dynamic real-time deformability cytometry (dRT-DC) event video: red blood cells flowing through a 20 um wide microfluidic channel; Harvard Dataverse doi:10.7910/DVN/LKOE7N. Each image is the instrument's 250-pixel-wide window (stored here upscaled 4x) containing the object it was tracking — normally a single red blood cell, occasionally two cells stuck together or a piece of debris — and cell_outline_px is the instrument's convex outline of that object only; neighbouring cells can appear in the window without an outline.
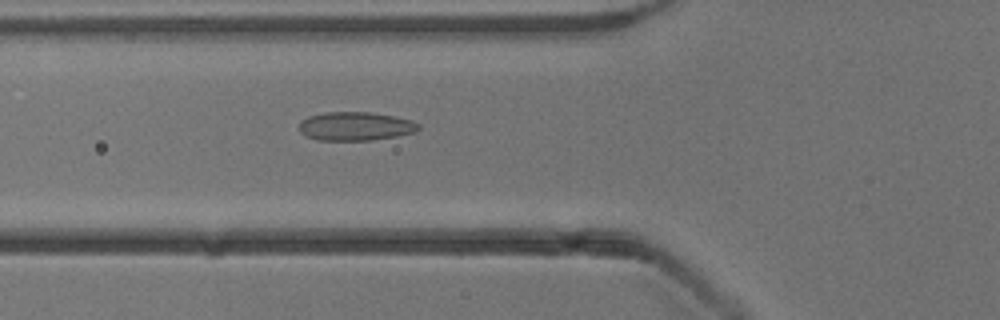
{"species": "common noctule bat (a hibernating species)", "species_latin": "Nyctalus noctula", "temperature_condition": "cold", "stored_images_in_passage": 51, "camera_frame_rate_fps": 3000, "um_per_image_px": 0.085, "animal": {"sex": "male", "body_mass_g": 13.3}, "frame": {"image": 1, "passage_image": 17, "time_ms": 5.333, "image_size_px": [1000, 320], "cell_outline_px": [[420, 128], [416, 132], [396, 136], [372, 140], [316, 140], [304, 136], [300, 132], [300, 120], [308, 116], [324, 112], [372, 112], [412, 120], [420, 124]], "centroid_in_image_um": [30.2, 10.73], "position_along_channel_um": 95.6, "area_um2": 20.11}}
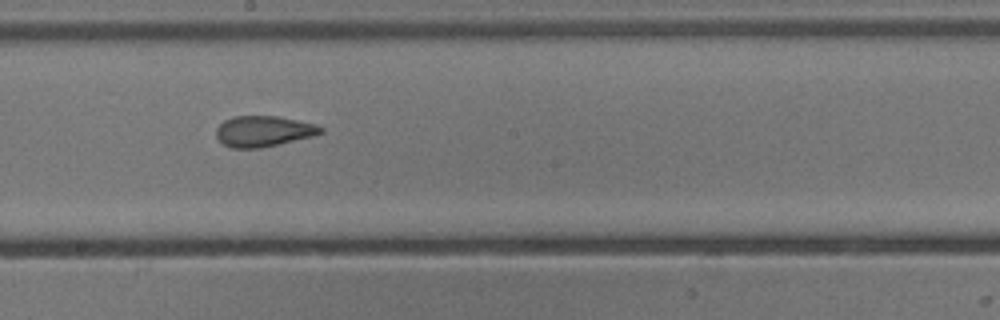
{"frame": {"image": 2, "passage_image": 27, "time_ms": 8.667, "image_size_px": [1000, 320], "cell_outline_px": [[324, 132], [312, 136], [260, 148], [232, 148], [224, 144], [216, 136], [216, 128], [224, 120], [236, 116], [276, 116], [316, 124], [324, 128]], "centroid_in_image_um": [22.39, 11.15], "position_along_channel_um": 225.8, "area_um2": 18.55}}
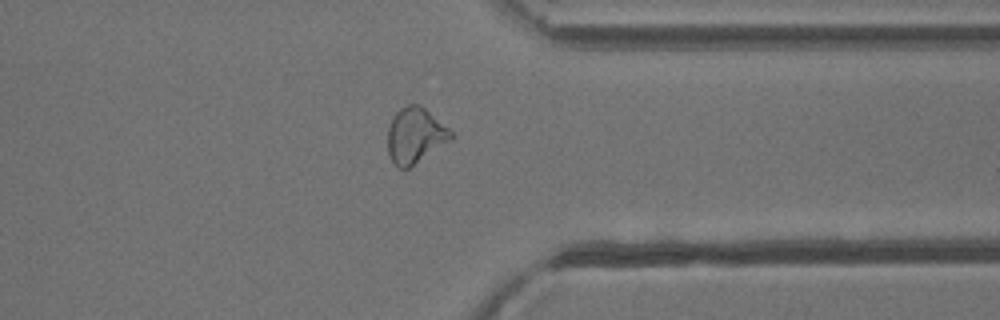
{"frame": {"image": 3, "passage_image": 39, "time_ms": 12.667, "image_size_px": [1000, 320], "cell_outline_px": [[452, 140], [408, 168], [396, 168], [392, 164], [388, 156], [388, 128], [392, 116], [400, 108], [408, 104], [420, 104], [448, 128], [452, 132]], "centroid_in_image_um": [35.26, 11.53], "position_along_channel_um": 376.1, "area_um2": 20.58}, "authors_computed_cell_mechanics": {"area_um2": 20.6346, "velocity_mm_per_s": 3.8782, "shape_relaxation_time_tau1_ms": null, "shape_relaxation_time_tau2_ms": 1.7012, "deformation_change_tau1": null, "deformation_change_tau2": 0.0747}}